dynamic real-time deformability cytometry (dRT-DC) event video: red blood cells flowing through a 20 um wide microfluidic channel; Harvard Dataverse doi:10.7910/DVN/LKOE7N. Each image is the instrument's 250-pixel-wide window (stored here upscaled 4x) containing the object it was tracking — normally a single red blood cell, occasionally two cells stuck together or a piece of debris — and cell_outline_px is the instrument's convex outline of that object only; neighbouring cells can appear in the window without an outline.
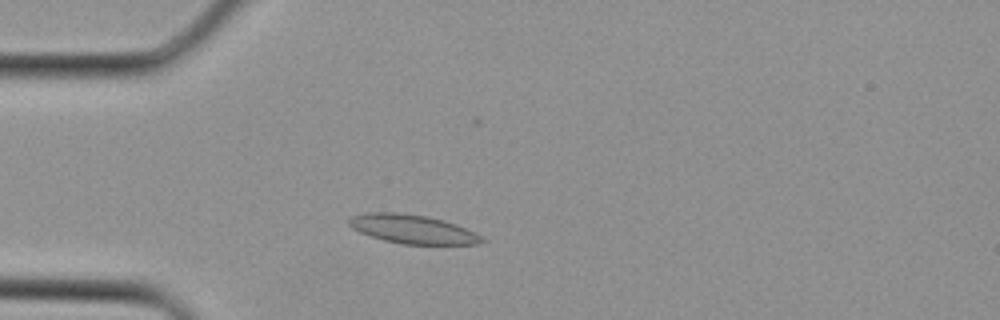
{"species": "Egyptian fruit bat (a non-hibernating species)", "species_latin": "Rousettus aegyptiacus", "temperature_condition": "cold", "stored_images_in_passage": 2, "camera_frame_rate_fps": 3000, "um_per_image_px": 0.085, "animal": {"sex": "female"}, "frame": {"image": 1, "passage_image": 2, "time_ms": 0.333, "image_size_px": [1000, 320], "cell_outline_px": [[488, 240], [480, 244], [404, 244], [384, 240], [360, 232], [352, 228], [348, 224], [348, 220], [352, 216], [368, 212], [396, 212], [424, 216], [444, 220], [456, 224]], "centroid_in_image_um": [35.06, 19.47], "position_along_channel_um": 49.9, "area_um2": 22.08}}